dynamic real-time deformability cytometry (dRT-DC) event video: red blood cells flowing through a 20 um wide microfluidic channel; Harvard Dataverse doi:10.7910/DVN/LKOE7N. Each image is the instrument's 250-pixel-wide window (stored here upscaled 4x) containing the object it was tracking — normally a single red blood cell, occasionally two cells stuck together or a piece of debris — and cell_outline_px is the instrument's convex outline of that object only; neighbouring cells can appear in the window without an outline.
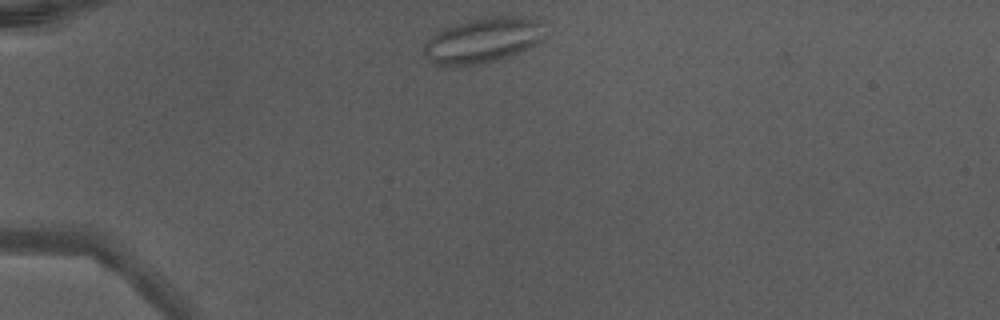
{"species": "Egyptian fruit bat (a non-hibernating species)", "species_latin": "Rousettus aegyptiacus", "temperature_condition": "warm", "stored_images_in_passage": 36, "camera_frame_rate_fps": 3000, "um_per_image_px": 0.085, "animal": {"sex": "male"}, "frame": {"image": 1, "passage_image": 1, "time_ms": 0.0, "image_size_px": [1000, 320], "cell_outline_px": [[544, 36], [540, 44], [520, 52], [496, 60], [480, 64], [436, 64], [424, 52], [424, 44], [436, 32], [444, 28], [480, 16], [516, 16], [544, 20]], "centroid_in_image_um": [41.16, 3.37], "position_along_channel_um": 43.8, "area_um2": 31.79}, "authors_computed_cell_mechanics": {"area_um2": 23.1489, "velocity_mm_per_s": 4.3762, "shape_relaxation_time_tau1_ms": null, "shape_relaxation_time_tau2_ms": 1.0896, "deformation_change_tau1": null, "deformation_change_tau2": 0.0717}}